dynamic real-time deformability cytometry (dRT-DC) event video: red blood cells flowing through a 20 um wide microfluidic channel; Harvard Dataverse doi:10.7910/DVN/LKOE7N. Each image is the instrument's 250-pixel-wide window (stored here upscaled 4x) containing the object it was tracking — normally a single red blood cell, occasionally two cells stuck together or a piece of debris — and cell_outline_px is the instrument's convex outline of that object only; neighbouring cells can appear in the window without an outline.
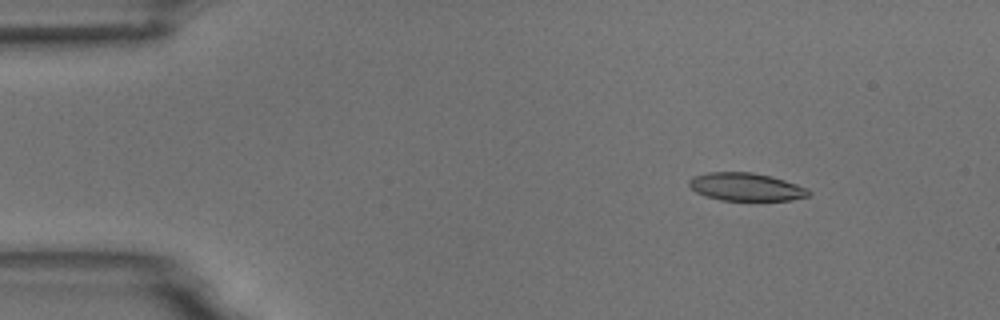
{"species": "common noctule bat (a hibernating species)", "species_latin": "Nyctalus noctula", "temperature_condition": "room temperature", "stored_images_in_passage": 6, "camera_frame_rate_fps": 3000, "um_per_image_px": 0.085, "animal": {"sex": "male", "body_mass_g": 18.8}, "frame": {"image": 1, "passage_image": 2, "time_ms": 1.333, "image_size_px": [1000, 320], "cell_outline_px": [[812, 192], [808, 196], [792, 200], [720, 200], [704, 196], [696, 192], [688, 184], [688, 180], [692, 176], [708, 172], [752, 172], [784, 180], [808, 188]], "centroid_in_image_um": [63.38, 15.88], "position_along_channel_um": 21.6, "area_um2": 19.48}}
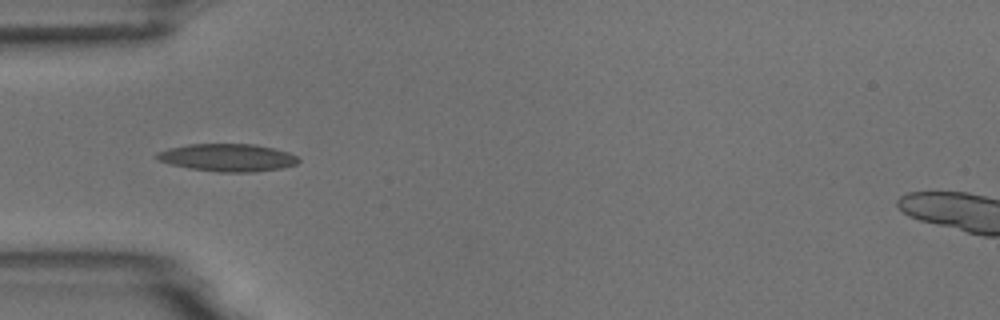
{"frame": {"image": 2, "passage_image": 4, "time_ms": 4.667, "image_size_px": [1000, 320], "cell_outline_px": [[300, 160], [296, 164], [284, 168], [252, 172], [216, 172], [188, 168], [172, 164], [160, 160], [152, 156], [156, 152], [168, 148], [188, 144], [252, 144], [272, 148], [288, 152], [296, 156]], "centroid_in_image_um": [19.32, 13.4], "position_along_channel_um": 65.7, "area_um2": 22.83}}